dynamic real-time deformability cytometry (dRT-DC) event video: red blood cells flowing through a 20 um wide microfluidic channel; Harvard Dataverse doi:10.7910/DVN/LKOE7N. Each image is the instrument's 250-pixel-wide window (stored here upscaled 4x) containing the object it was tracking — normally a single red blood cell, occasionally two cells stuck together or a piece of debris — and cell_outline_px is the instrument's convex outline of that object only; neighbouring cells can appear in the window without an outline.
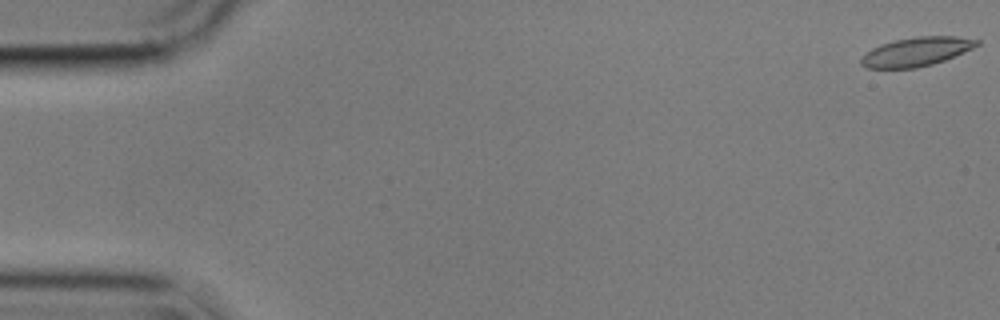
{"species": "common noctule bat (a hibernating species)", "species_latin": "Nyctalus noctula", "temperature_condition": "cold", "stored_images_in_passage": 56, "camera_frame_rate_fps": 3000, "um_per_image_px": 0.085, "animal": {"sex": "male", "body_mass_g": 17.9}, "frame": {"image": 1, "passage_image": 1, "time_ms": 0.0, "image_size_px": [1000, 320], "cell_outline_px": [[980, 44], [972, 48], [944, 60], [932, 64], [916, 68], [868, 68], [860, 64], [860, 56], [872, 48], [880, 44], [896, 40], [916, 36], [956, 36], [980, 40]], "centroid_in_image_um": [77.86, 4.39], "position_along_channel_um": 7.1, "area_um2": 19.48}}
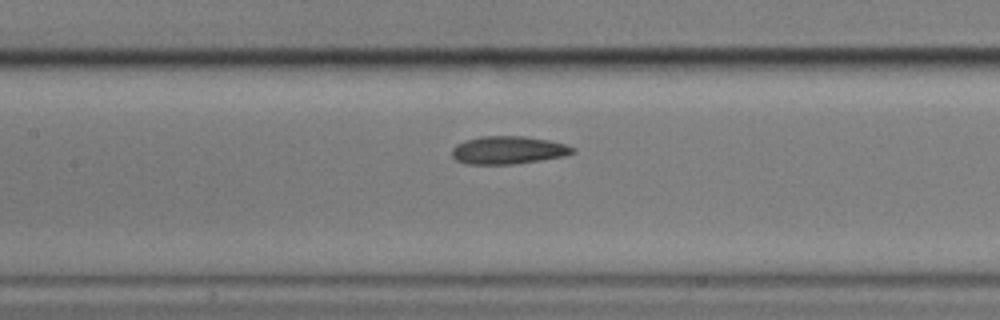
{"frame": {"image": 2, "passage_image": 26, "time_ms": 8.333, "image_size_px": [1000, 320], "cell_outline_px": [[576, 152], [564, 156], [540, 160], [512, 164], [464, 164], [456, 160], [452, 156], [452, 148], [456, 144], [464, 140], [480, 136], [524, 136], [548, 140], [564, 144], [576, 148]], "centroid_in_image_um": [43.17, 12.76], "position_along_channel_um": 164.2, "area_um2": 19.71}}
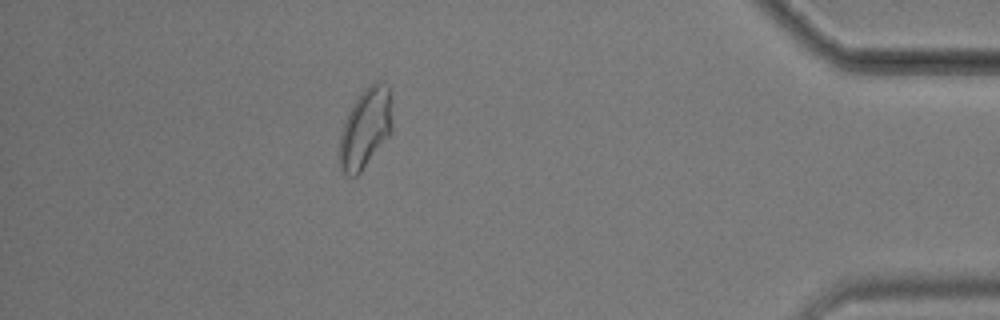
{"frame": {"image": 3, "passage_image": 50, "time_ms": 16.333, "image_size_px": [1000, 320], "cell_outline_px": [[392, 132], [360, 172], [356, 176], [348, 176], [340, 172], [340, 136], [344, 120], [352, 104], [360, 92], [372, 80], [384, 80], [388, 84], [392, 120]], "centroid_in_image_um": [31.06, 10.84], "position_along_channel_um": 404.1, "area_um2": 24.85}, "authors_computed_cell_mechanics": {"area_um2": 20.1144, "velocity_mm_per_s": 3.5716, "shape_relaxation_time_tau1_ms": 7.1109, "shape_relaxation_time_tau2_ms": 1.6868, "deformation_change_tau1": 0.1551, "deformation_change_tau2": 0.0682}}